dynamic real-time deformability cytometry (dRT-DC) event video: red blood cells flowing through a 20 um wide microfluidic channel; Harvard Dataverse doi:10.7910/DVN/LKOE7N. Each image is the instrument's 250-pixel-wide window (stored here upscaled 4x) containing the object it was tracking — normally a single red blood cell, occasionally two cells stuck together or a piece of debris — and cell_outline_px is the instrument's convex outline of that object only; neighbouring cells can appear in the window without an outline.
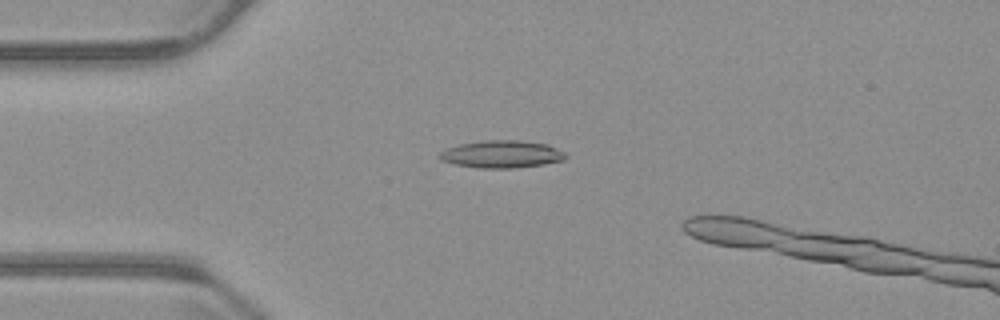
{"species": "common noctule bat (a hibernating species)", "species_latin": "Nyctalus noctula", "temperature_condition": "warm", "stored_images_in_passage": 48, "camera_frame_rate_fps": 3000, "um_per_image_px": 0.085, "animal": {"sex": "male", "body_mass_g": 23.1, "forearm_length_mm": 52.7}, "frame": {"image": 1, "passage_image": 14, "time_ms": 4.333, "image_size_px": [1000, 320], "cell_outline_px": [[568, 156], [564, 160], [544, 164], [516, 168], [480, 168], [456, 164], [440, 160], [440, 152], [448, 148], [460, 144], [484, 140], [520, 140], [548, 144], [564, 152]], "centroid_in_image_um": [42.69, 13.1], "position_along_channel_um": 42.3, "area_um2": 20.11}}
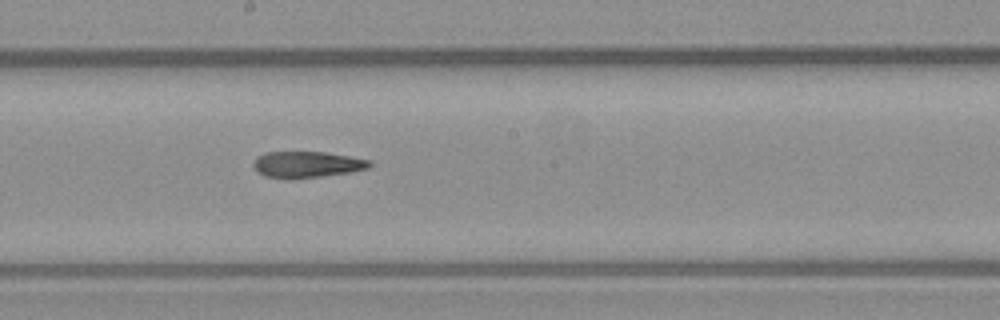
{"frame": {"image": 2, "passage_image": 30, "time_ms": 9.667, "image_size_px": [1000, 320], "cell_outline_px": [[372, 164], [368, 168], [348, 172], [320, 176], [288, 180], [264, 176], [256, 172], [252, 164], [256, 156], [264, 152], [324, 152], [372, 160]], "centroid_in_image_um": [26.01, 13.99], "position_along_channel_um": 222.2, "area_um2": 17.98}}
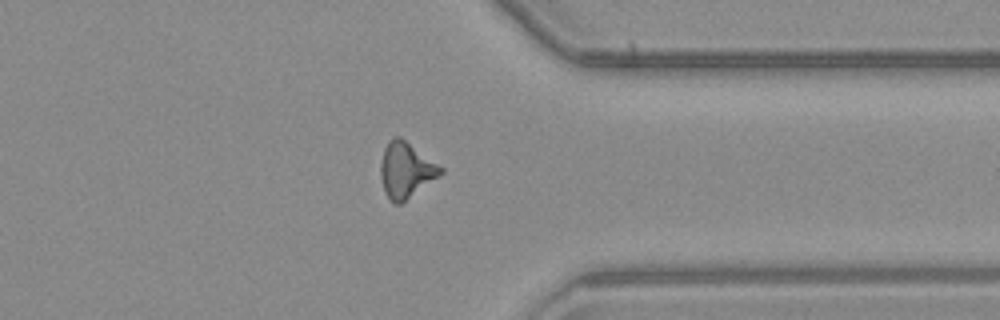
{"frame": {"image": 3, "passage_image": 43, "time_ms": 14.0, "image_size_px": [1000, 320], "cell_outline_px": [[444, 172], [440, 176], [400, 204], [396, 204], [388, 196], [384, 188], [380, 176], [380, 164], [384, 148], [388, 140], [392, 136], [400, 136], [444, 168]], "centroid_in_image_um": [34.51, 14.42], "position_along_channel_um": 376.9, "area_um2": 19.36}}